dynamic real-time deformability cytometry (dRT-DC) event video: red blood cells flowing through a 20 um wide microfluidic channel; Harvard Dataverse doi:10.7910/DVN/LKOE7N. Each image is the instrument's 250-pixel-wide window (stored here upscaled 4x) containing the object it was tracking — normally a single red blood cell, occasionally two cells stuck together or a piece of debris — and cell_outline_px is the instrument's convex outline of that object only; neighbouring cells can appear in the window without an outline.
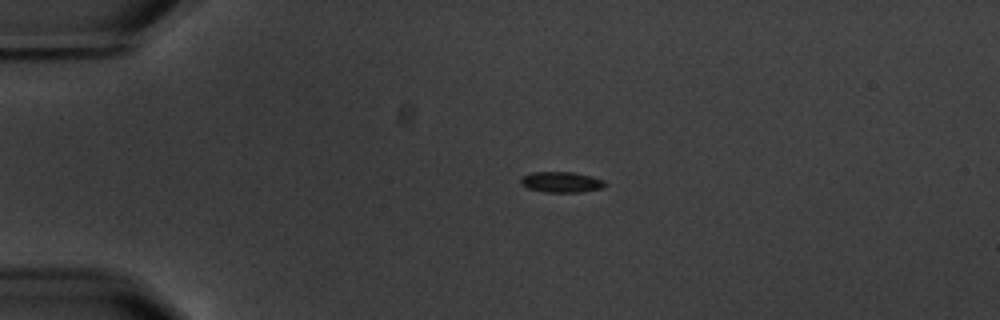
{"species": "common noctule bat (a hibernating species)", "species_latin": "Nyctalus noctula", "temperature_condition": "warm", "stored_images_in_passage": 10, "camera_frame_rate_fps": 3000, "um_per_image_px": 0.085, "animal": {"sex": "male", "body_mass_g": 20.1, "forearm_length_mm": 53.5}, "frame": {"image": 1, "passage_image": 3, "time_ms": 3.333, "image_size_px": [1000, 320], "cell_outline_px": [[608, 184], [604, 188], [580, 192], [544, 192], [528, 188], [520, 184], [520, 180], [524, 176], [532, 172], [572, 172], [592, 176], [604, 180]], "centroid_in_image_um": [47.76, 15.48], "position_along_channel_um": 37.2, "area_um2": 10.23}}
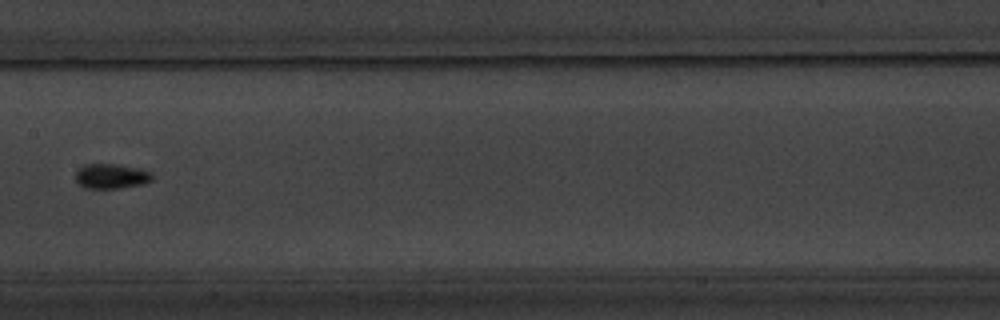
{"frame": {"image": 2, "passage_image": 8, "time_ms": 9.0, "image_size_px": [1000, 320], "cell_outline_px": [[152, 180], [144, 184], [116, 188], [84, 188], [76, 180], [76, 172], [84, 164], [116, 164], [136, 168], [152, 172]], "centroid_in_image_um": [9.46, 14.97], "position_along_channel_um": 197.9, "area_um2": 10.98}}
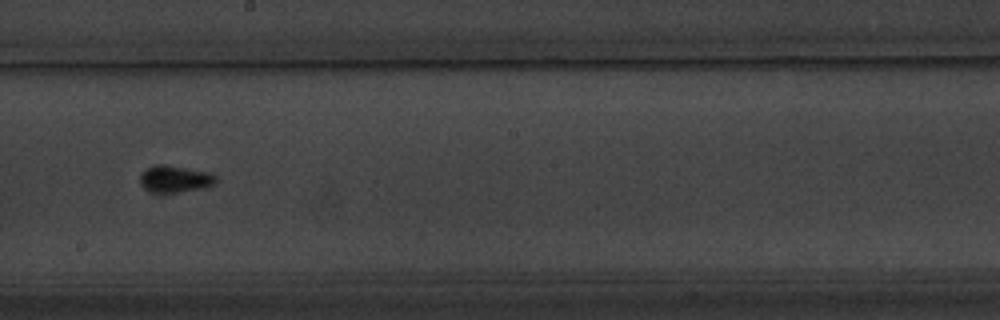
{"frame": {"image": 3, "passage_image": 9, "time_ms": 10.0, "image_size_px": [1000, 320], "cell_outline_px": [[216, 184], [204, 188], [180, 192], [156, 192], [144, 188], [140, 184], [140, 172], [156, 164], [168, 164], [212, 172], [216, 176]], "centroid_in_image_um": [14.91, 15.19], "position_along_channel_um": 233.3, "area_um2": 12.14}}